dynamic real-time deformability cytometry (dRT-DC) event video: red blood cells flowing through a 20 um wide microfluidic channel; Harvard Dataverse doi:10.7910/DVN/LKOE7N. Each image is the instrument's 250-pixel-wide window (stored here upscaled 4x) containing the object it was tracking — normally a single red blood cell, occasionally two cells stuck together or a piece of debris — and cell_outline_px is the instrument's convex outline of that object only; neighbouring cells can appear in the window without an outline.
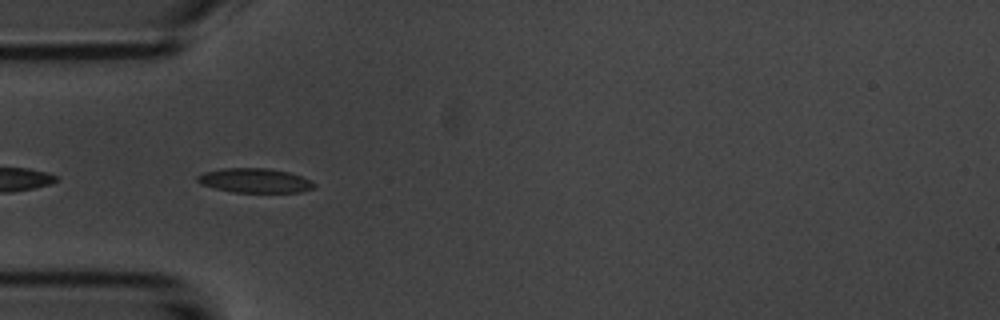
{"species": "common noctule bat (a hibernating species)", "species_latin": "Nyctalus noctula", "temperature_condition": "room temperature", "stored_images_in_passage": 7, "camera_frame_rate_fps": 3000, "um_per_image_px": 0.085, "animal": {"sex": "male", "body_mass_g": 20.1, "forearm_length_mm": 53.5}, "frame": {"image": 1, "passage_image": 2, "time_ms": 0.333, "image_size_px": [1000, 320], "cell_outline_px": [[316, 184], [312, 188], [300, 192], [232, 192], [200, 184], [196, 180], [196, 176], [204, 172], [224, 168], [268, 168], [288, 172], [312, 180]], "centroid_in_image_um": [21.65, 15.34], "position_along_channel_um": 63.4, "area_um2": 16.53}}